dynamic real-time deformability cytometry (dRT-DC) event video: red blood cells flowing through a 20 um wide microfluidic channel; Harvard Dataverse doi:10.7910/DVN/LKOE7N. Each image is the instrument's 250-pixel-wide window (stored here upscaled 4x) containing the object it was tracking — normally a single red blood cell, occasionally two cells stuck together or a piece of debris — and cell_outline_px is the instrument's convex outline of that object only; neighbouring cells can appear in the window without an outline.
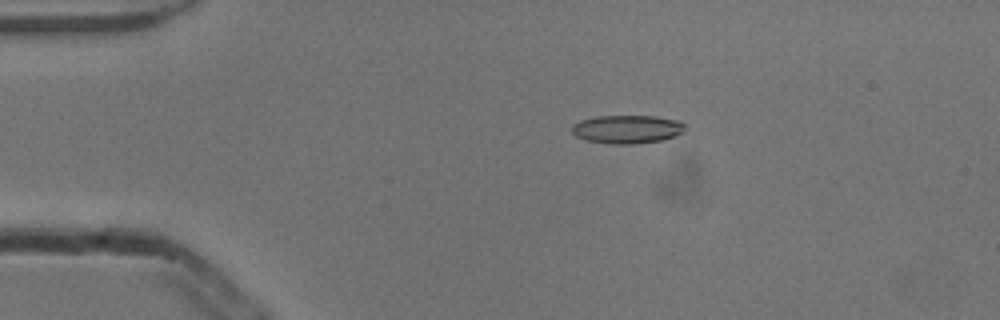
{"species": "common noctule bat (a hibernating species)", "species_latin": "Nyctalus noctula", "temperature_condition": "cold", "stored_images_in_passage": 53, "camera_frame_rate_fps": 3000, "um_per_image_px": 0.085, "animal": {"sex": "male", "body_mass_g": 13.3}, "frame": {"image": 1, "passage_image": 11, "time_ms": 3.333, "image_size_px": [1000, 320], "cell_outline_px": [[684, 132], [676, 136], [660, 140], [636, 144], [612, 144], [584, 140], [576, 136], [572, 132], [572, 124], [580, 120], [596, 116], [656, 116], [680, 120], [684, 124]], "centroid_in_image_um": [53.3, 10.98], "position_along_channel_um": 31.7, "area_um2": 18.9}}
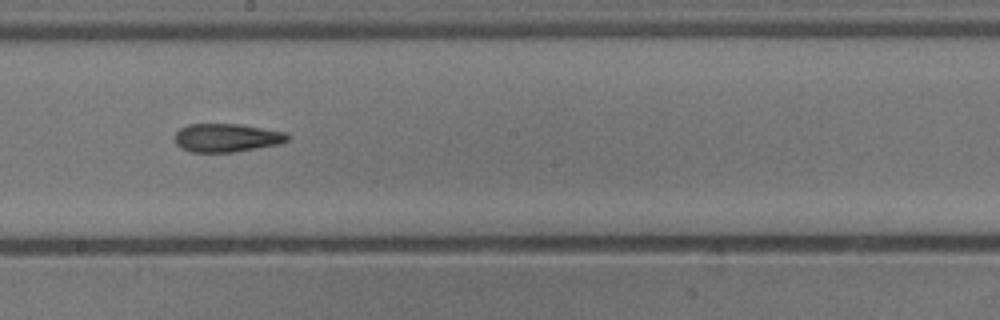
{"frame": {"image": 2, "passage_image": 30, "time_ms": 9.667, "image_size_px": [1000, 320], "cell_outline_px": [[288, 140], [276, 144], [256, 148], [232, 152], [192, 152], [180, 148], [176, 144], [176, 132], [180, 128], [188, 124], [240, 124], [288, 132]], "centroid_in_image_um": [19.25, 11.7], "position_along_channel_um": 228.9, "area_um2": 18.55}}
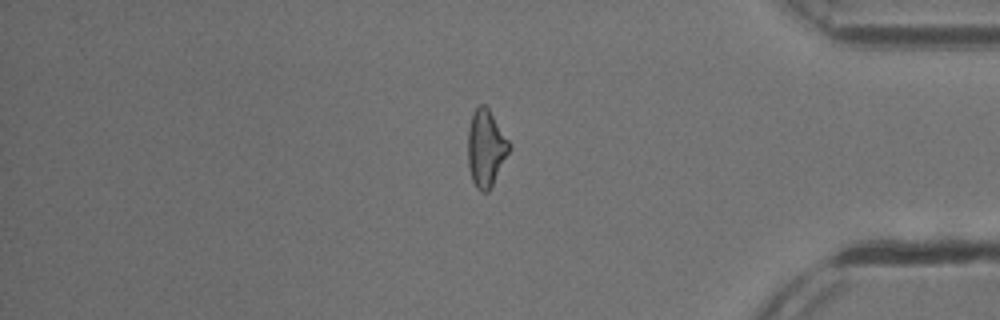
{"frame": {"image": 3, "passage_image": 45, "time_ms": 14.667, "image_size_px": [1000, 320], "cell_outline_px": [[512, 148], [488, 192], [480, 192], [476, 188], [472, 180], [468, 168], [468, 128], [472, 112], [480, 104], [484, 104], [488, 108], [508, 140]], "centroid_in_image_um": [41.29, 12.61], "position_along_channel_um": 393.9, "area_um2": 18.55}, "authors_computed_cell_mechanics": {"area_um2": 18.6694, "velocity_mm_per_s": 3.8656, "shape_relaxation_time_tau1_ms": null, "shape_relaxation_time_tau2_ms": 7.1695, "deformation_change_tau1": null, "deformation_change_tau2": 0.1934}}